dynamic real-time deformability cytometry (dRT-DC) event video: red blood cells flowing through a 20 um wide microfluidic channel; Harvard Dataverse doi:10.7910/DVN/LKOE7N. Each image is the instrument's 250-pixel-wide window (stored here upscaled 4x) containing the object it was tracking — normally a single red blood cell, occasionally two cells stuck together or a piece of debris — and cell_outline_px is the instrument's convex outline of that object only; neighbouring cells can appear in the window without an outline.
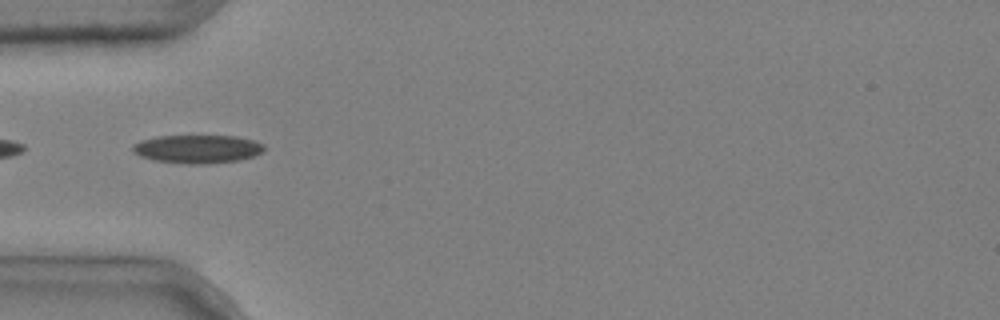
{"species": "common noctule bat (a hibernating species)", "species_latin": "Nyctalus noctula", "temperature_condition": "cold", "stored_images_in_passage": 6, "camera_frame_rate_fps": 3000, "um_per_image_px": 0.085, "animal": {"sex": "male", "body_mass_g": 20.4}, "frame": {"image": 1, "passage_image": 4, "time_ms": 1.0, "image_size_px": [1000, 320], "cell_outline_px": [[264, 148], [260, 152], [252, 156], [240, 160], [208, 164], [188, 164], [152, 160], [140, 156], [132, 152], [132, 144], [140, 140], [156, 136], [236, 136], [252, 140], [264, 144]], "centroid_in_image_um": [16.72, 12.67], "position_along_channel_um": 68.3, "area_um2": 21.79}}